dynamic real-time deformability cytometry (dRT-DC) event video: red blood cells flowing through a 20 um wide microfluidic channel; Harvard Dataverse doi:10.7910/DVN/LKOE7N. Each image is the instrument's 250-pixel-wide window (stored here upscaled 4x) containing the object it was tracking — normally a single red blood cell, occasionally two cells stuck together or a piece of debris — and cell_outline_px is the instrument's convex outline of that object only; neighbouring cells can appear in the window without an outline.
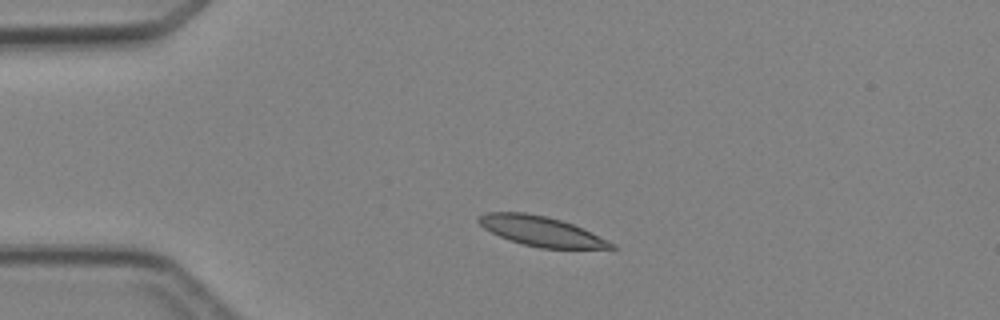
{"species": "Egyptian fruit bat (a non-hibernating species)", "species_latin": "Rousettus aegyptiacus", "temperature_condition": "cold", "stored_images_in_passage": 3, "camera_frame_rate_fps": 3000, "um_per_image_px": 0.085, "animal": {"sex": "female"}, "frame": {"image": 1, "passage_image": 2, "time_ms": 1.333, "image_size_px": [1000, 320], "cell_outline_px": [[616, 248], [540, 248], [524, 244], [500, 236], [484, 228], [476, 220], [484, 212], [524, 212], [544, 216], [560, 220], [572, 224], [616, 244]], "centroid_in_image_um": [45.97, 19.64], "position_along_channel_um": 39.0, "area_um2": 22.48}}